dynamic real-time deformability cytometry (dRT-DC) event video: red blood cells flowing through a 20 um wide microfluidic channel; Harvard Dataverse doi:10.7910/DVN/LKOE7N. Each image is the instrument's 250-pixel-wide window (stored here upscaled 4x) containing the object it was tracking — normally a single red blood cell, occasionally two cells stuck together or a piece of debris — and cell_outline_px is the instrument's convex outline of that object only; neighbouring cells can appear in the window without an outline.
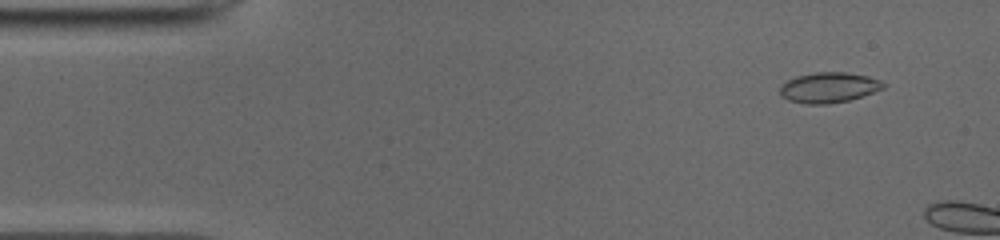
{"species": "common noctule bat (a hibernating species)", "species_latin": "Nyctalus noctula", "temperature_condition": "cold", "stored_images_in_passage": 7, "camera_frame_rate_fps": 3000, "um_per_image_px": 0.085, "animal": {"sex": "male", "body_mass_g": 19.0, "forearm_length_mm": 50.8}, "frame": {"image": 1, "passage_image": 4, "time_ms": 1.0, "image_size_px": [1000, 240], "cell_outline_px": [[888, 84], [884, 88], [848, 100], [828, 104], [808, 104], [788, 100], [780, 96], [780, 88], [788, 80], [796, 76], [816, 72], [844, 72], [868, 76], [880, 80]], "centroid_in_image_um": [70.45, 7.43], "position_along_channel_um": 14.5, "area_um2": 18.15}}